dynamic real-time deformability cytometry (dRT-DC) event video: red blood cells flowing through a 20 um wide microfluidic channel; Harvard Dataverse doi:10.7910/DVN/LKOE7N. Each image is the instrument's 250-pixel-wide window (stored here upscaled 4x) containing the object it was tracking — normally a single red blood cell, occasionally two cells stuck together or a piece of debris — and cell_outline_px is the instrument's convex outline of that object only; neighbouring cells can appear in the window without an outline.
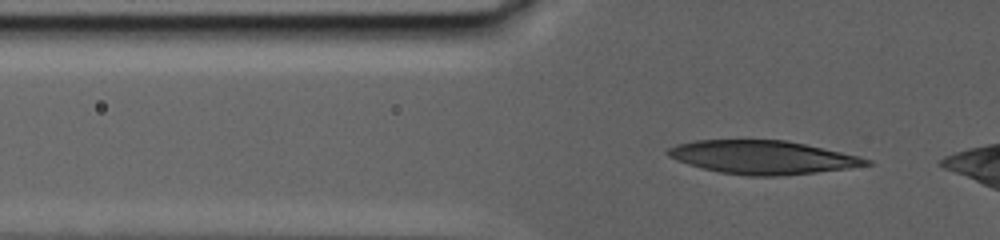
{"species": "human", "species_latin": "Homo sapiens", "temperature_condition": "warm", "stored_images_in_passage": 62, "camera_frame_rate_fps": 3000, "um_per_image_px": 0.085, "donor": {"sex": "male"}, "frame": {"image": 1, "passage_image": 6, "time_ms": 1.333, "image_size_px": [1000, 240], "cell_outline_px": [[872, 164], [848, 168], [816, 172], [776, 176], [748, 176], [720, 172], [700, 168], [676, 160], [668, 156], [668, 148], [676, 144], [692, 140], [784, 140], [804, 144], [860, 156], [872, 160]], "centroid_in_image_um": [64.79, 13.37], "position_along_channel_um": 61.0, "area_um2": 38.49}}
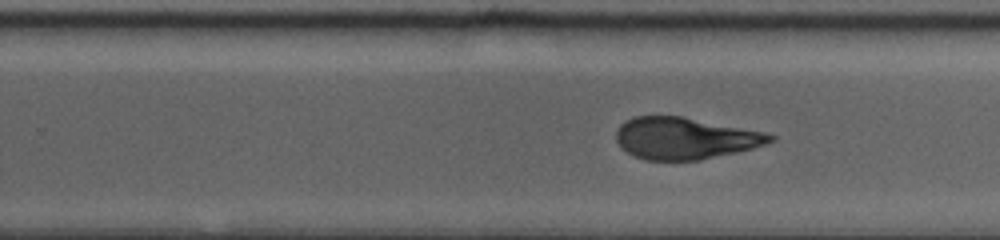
{"frame": {"image": 2, "passage_image": 37, "time_ms": 11.0, "image_size_px": [1000, 240], "cell_outline_px": [[776, 140], [752, 148], [736, 152], [700, 160], [644, 160], [628, 152], [616, 140], [616, 132], [620, 124], [632, 116], [680, 116], [764, 132], [776, 136]], "centroid_in_image_um": [58.21, 11.75], "position_along_channel_um": 271.6, "area_um2": 37.11}}
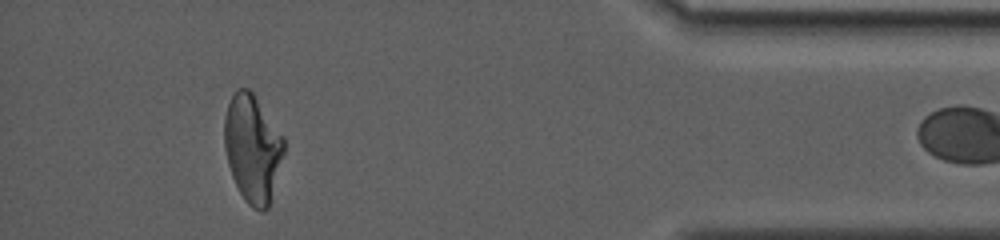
{"frame": {"image": 3, "passage_image": 60, "time_ms": 18.667, "image_size_px": [1000, 240], "cell_outline_px": [[284, 152], [268, 208], [264, 212], [260, 212], [252, 208], [244, 200], [232, 176], [228, 164], [224, 148], [224, 116], [228, 104], [236, 88], [248, 88], [252, 92], [284, 136]], "centroid_in_image_um": [21.45, 12.61], "position_along_channel_um": 413.7, "area_um2": 37.34}, "authors_computed_cell_mechanics": {"area_um2": 38.4948, "velocity_mm_per_s": 2.3601, "shape_relaxation_time_tau1_ms": null, "shape_relaxation_time_tau2_ms": 2.8399, "deformation_change_tau1": null, "deformation_change_tau2": 0.084}}